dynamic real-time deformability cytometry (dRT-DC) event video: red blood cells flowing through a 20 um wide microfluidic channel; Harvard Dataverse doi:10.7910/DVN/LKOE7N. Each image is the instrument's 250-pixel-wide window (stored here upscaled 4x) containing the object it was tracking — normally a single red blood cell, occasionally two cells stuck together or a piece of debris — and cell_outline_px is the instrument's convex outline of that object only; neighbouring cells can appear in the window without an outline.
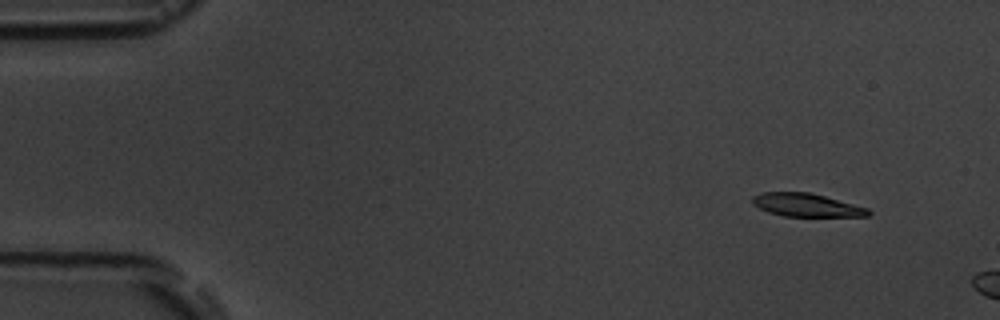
{"species": "common noctule bat (a hibernating species)", "species_latin": "Nyctalus noctula", "temperature_condition": "room temperature", "stored_images_in_passage": 3, "camera_frame_rate_fps": 3000, "um_per_image_px": 0.085, "animal": {"sex": "male", "body_mass_g": 19.5, "forearm_length_mm": 54.6}, "frame": {"image": 1, "passage_image": 1, "time_ms": 0.0, "image_size_px": [1000, 320], "cell_outline_px": [[872, 212], [868, 216], [784, 216], [768, 212], [752, 204], [752, 196], [760, 192], [808, 192], [824, 196], [868, 208]], "centroid_in_image_um": [68.52, 17.42], "position_along_channel_um": 16.5, "area_um2": 15.55}}